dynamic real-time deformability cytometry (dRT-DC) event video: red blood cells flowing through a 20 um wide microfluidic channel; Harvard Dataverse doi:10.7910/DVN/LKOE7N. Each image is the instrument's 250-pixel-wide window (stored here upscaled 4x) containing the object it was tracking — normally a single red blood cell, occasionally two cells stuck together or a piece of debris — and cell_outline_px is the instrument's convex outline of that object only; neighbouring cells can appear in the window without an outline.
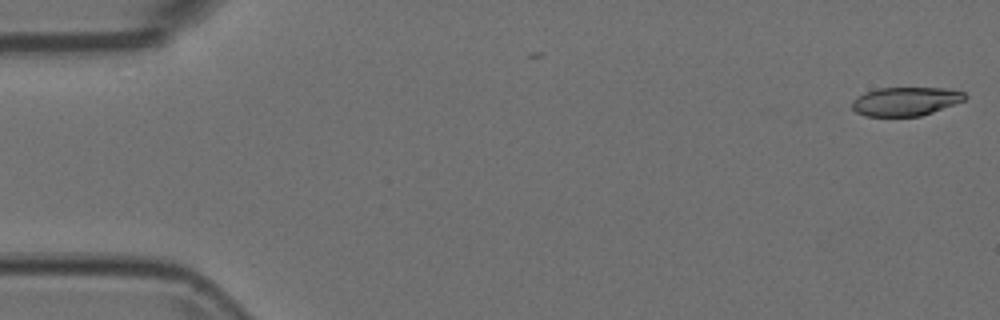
{"species": "Egyptian fruit bat (a non-hibernating species)", "species_latin": "Rousettus aegyptiacus", "temperature_condition": "room temperature", "stored_images_in_passage": 2, "camera_frame_rate_fps": 3000, "um_per_image_px": 0.085, "animal": {"sex": "female"}, "frame": {"image": 1, "passage_image": 2, "time_ms": 0.333, "image_size_px": [1000, 320], "cell_outline_px": [[968, 96], [964, 100], [932, 112], [920, 116], [864, 116], [856, 112], [852, 108], [852, 100], [856, 96], [864, 92], [876, 88], [944, 88], [964, 92]], "centroid_in_image_um": [76.93, 8.61], "position_along_channel_um": 8.1, "area_um2": 18.9}}